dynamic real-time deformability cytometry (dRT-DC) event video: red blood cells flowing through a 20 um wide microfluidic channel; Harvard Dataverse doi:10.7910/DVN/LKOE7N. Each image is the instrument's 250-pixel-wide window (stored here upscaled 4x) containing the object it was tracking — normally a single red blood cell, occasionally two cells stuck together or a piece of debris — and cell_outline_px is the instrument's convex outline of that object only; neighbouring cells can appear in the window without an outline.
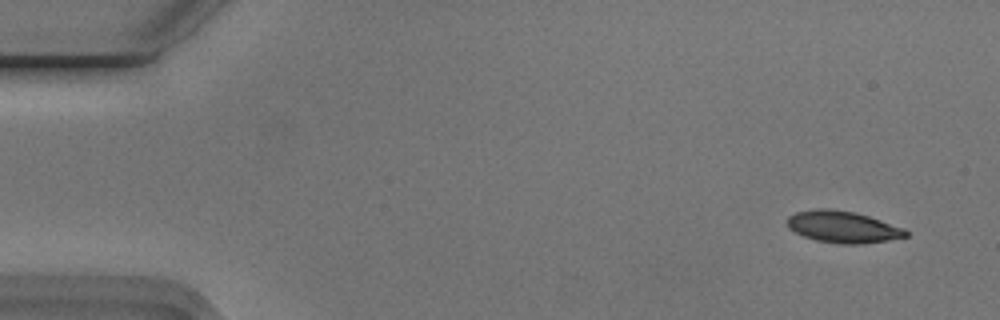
{"species": "Egyptian fruit bat (a non-hibernating species)", "species_latin": "Rousettus aegyptiacus", "temperature_condition": "cold", "stored_images_in_passage": 5, "camera_frame_rate_fps": 3000, "um_per_image_px": 0.085, "animal": {"sex": "male"}, "frame": {"image": 1, "passage_image": 1, "time_ms": 0.0, "image_size_px": [1000, 320], "cell_outline_px": [[908, 236], [888, 240], [864, 244], [836, 244], [816, 240], [804, 236], [788, 228], [788, 216], [796, 212], [816, 208], [828, 208], [852, 212], [868, 216], [904, 228], [908, 232]], "centroid_in_image_um": [71.64, 19.29], "position_along_channel_um": 13.4, "area_um2": 21.85}}